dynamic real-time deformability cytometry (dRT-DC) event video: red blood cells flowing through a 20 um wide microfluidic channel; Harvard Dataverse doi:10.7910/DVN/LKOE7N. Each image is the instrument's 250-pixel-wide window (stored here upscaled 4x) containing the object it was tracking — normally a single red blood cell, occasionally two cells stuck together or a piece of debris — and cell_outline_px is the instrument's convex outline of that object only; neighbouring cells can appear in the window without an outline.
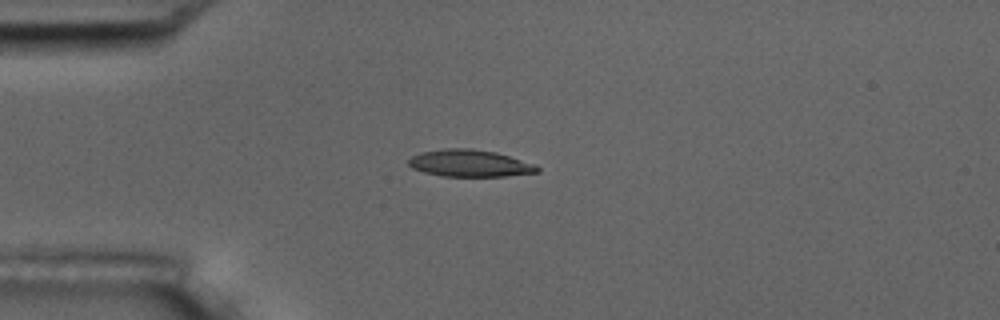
{"species": "common noctule bat (a hibernating species)", "species_latin": "Nyctalus noctula", "temperature_condition": "room temperature", "stored_images_in_passage": 4, "camera_frame_rate_fps": 3000, "um_per_image_px": 0.085, "animal": {"sex": "male", "body_mass_g": 17.5, "forearm_length_mm": 52.3}, "frame": {"image": 1, "passage_image": 1, "time_ms": 0.0, "image_size_px": [1000, 320], "cell_outline_px": [[540, 172], [504, 176], [440, 176], [424, 172], [412, 168], [408, 164], [408, 160], [412, 156], [420, 152], [444, 148], [472, 148], [496, 152], [536, 164], [540, 168]], "centroid_in_image_um": [39.93, 13.87], "position_along_channel_um": 45.1, "area_um2": 20.4}}